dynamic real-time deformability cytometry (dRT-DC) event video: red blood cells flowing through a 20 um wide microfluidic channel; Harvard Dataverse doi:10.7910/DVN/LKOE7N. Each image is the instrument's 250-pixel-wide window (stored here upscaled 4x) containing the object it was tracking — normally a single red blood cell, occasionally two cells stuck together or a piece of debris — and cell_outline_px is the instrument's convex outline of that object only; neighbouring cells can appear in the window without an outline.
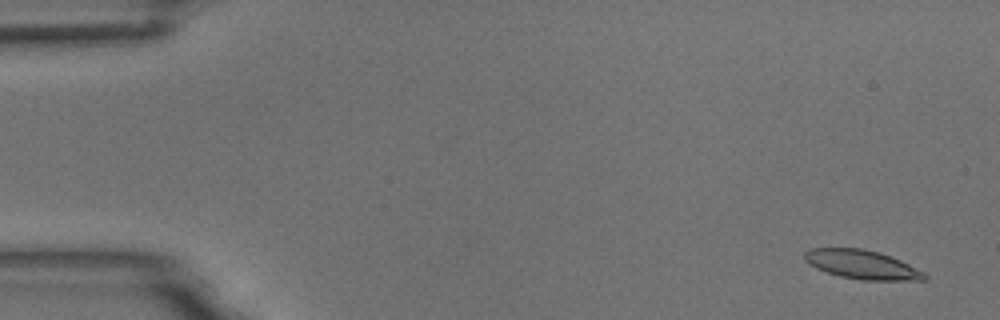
{"species": "common noctule bat (a hibernating species)", "species_latin": "Nyctalus noctula", "temperature_condition": "room temperature", "stored_images_in_passage": 13, "camera_frame_rate_fps": 3000, "um_per_image_px": 0.085, "animal": {"sex": "male", "body_mass_g": 18.8}, "frame": {"image": 1, "passage_image": 2, "time_ms": 0.333, "image_size_px": [1000, 320], "cell_outline_px": [[928, 276], [924, 280], [860, 280], [840, 276], [816, 268], [808, 264], [804, 260], [804, 252], [808, 248], [860, 248], [880, 252], [900, 260], [924, 272]], "centroid_in_image_um": [73.24, 22.48], "position_along_channel_um": 11.8, "area_um2": 20.23}}